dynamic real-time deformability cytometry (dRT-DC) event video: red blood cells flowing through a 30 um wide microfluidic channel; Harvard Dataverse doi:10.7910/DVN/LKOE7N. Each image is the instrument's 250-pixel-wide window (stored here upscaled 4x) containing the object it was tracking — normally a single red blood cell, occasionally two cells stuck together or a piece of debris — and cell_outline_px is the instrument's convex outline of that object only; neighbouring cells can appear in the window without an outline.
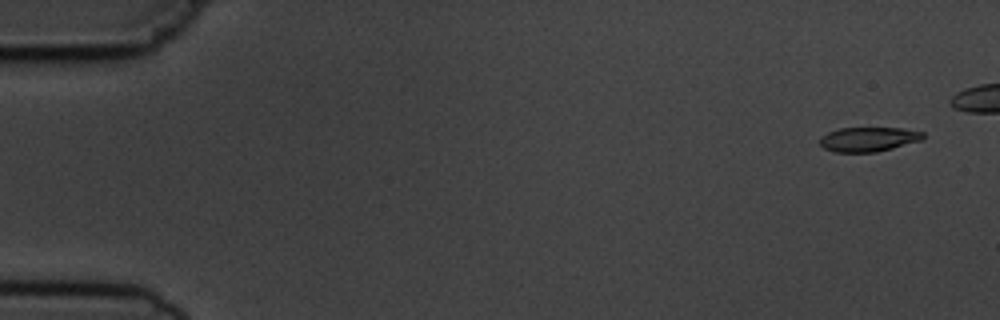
{"species": "common noctule bat (a hibernating species)", "species_latin": "Nyctalus noctula", "temperature_condition": "cold", "stored_images_in_passage": 5, "camera_frame_rate_fps": 3000, "um_per_image_px": 0.085, "animal": {"sex": "male", "body_mass_g": 19.5, "forearm_length_mm": 54.6}, "frame": {"image": 1, "passage_image": 1, "time_ms": 0.0, "image_size_px": [1000, 320], "cell_outline_px": [[924, 140], [876, 152], [836, 152], [824, 148], [820, 144], [820, 136], [828, 132], [840, 128], [904, 128], [924, 132]], "centroid_in_image_um": [73.84, 11.83], "position_along_channel_um": 11.2, "area_um2": 14.8}}